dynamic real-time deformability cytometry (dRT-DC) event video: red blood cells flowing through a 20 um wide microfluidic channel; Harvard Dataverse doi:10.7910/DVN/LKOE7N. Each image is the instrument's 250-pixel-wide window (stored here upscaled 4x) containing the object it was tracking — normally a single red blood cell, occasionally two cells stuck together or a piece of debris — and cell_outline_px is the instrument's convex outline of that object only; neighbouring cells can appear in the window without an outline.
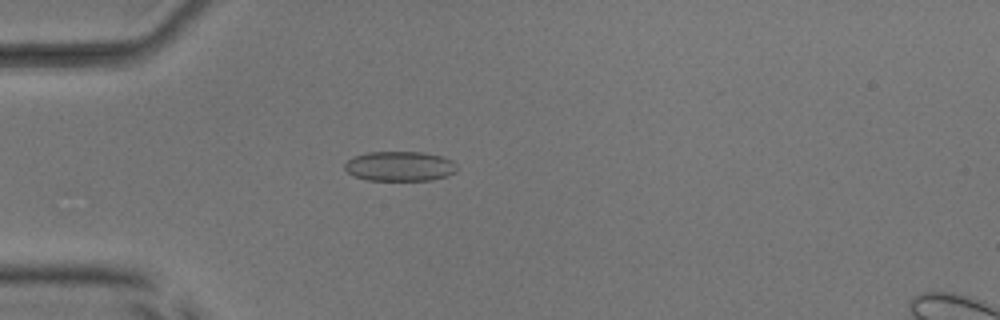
{"species": "common noctule bat (a hibernating species)", "species_latin": "Nyctalus noctula", "temperature_condition": "room temperature", "stored_images_in_passage": 48, "camera_frame_rate_fps": 3000, "um_per_image_px": 0.085, "animal": {"sex": "male", "body_mass_g": 17.9, "forearm_length_mm": 54.2}, "frame": {"image": 1, "passage_image": 15, "time_ms": 4.667, "image_size_px": [1000, 320], "cell_outline_px": [[456, 172], [448, 176], [432, 180], [368, 180], [356, 176], [348, 172], [344, 168], [344, 164], [352, 156], [368, 152], [424, 152], [444, 156], [452, 160], [456, 164]], "centroid_in_image_um": [34.01, 14.12], "position_along_channel_um": 51.0, "area_um2": 19.65}}
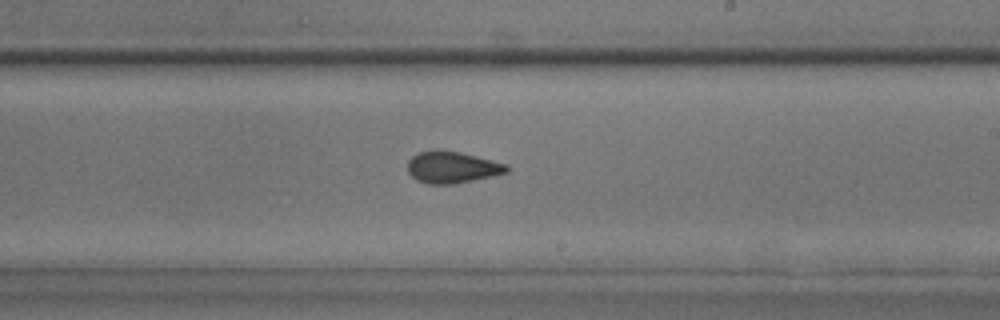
{"frame": {"image": 2, "passage_image": 31, "time_ms": 10.0, "image_size_px": [1000, 320], "cell_outline_px": [[508, 172], [492, 176], [452, 184], [428, 184], [416, 180], [408, 172], [408, 160], [412, 156], [420, 152], [436, 148], [440, 148], [460, 152], [508, 164]], "centroid_in_image_um": [38.4, 14.2], "position_along_channel_um": 250.6, "area_um2": 18.44}}
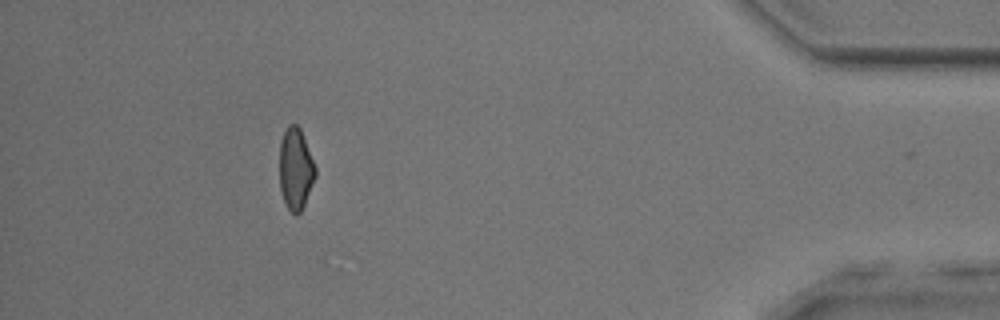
{"frame": {"image": 3, "passage_image": 47, "time_ms": 15.333, "image_size_px": [1000, 320], "cell_outline_px": [[316, 176], [304, 204], [300, 212], [296, 216], [288, 208], [284, 200], [280, 188], [280, 140], [288, 124], [296, 124], [300, 128], [316, 168]], "centroid_in_image_um": [25.12, 14.34], "position_along_channel_um": 410.1, "area_um2": 16.88}, "authors_computed_cell_mechanics": {"area_um2": 18.496, "velocity_mm_per_s": 3.9979, "shape_relaxation_time_tau1_ms": 6.3948, "shape_relaxation_time_tau2_ms": 2.4096, "deformation_change_tau1": 0.1126, "deformation_change_tau2": 0.0855}}